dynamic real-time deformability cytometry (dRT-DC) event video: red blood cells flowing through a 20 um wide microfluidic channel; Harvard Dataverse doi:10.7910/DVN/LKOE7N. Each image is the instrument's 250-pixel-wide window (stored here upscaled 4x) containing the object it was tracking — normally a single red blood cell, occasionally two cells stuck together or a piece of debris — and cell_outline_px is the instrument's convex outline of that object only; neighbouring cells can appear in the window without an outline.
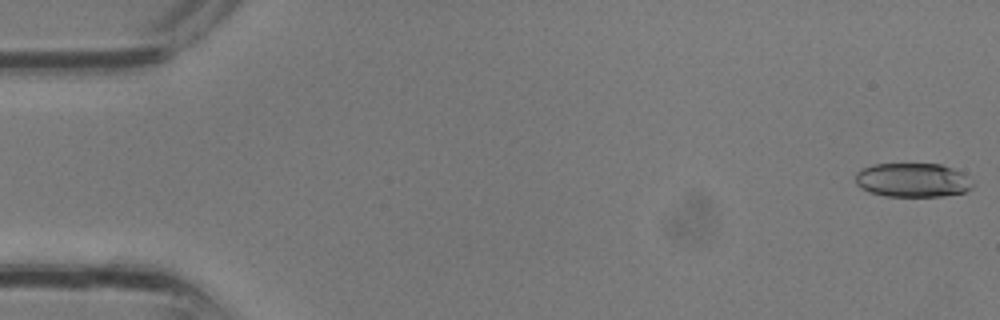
{"species": "common noctule bat (a hibernating species)", "species_latin": "Nyctalus noctula", "temperature_condition": "room temperature", "stored_images_in_passage": 4, "segment_of_instrument_passage": [2, 2], "camera_frame_rate_fps": 3000, "um_per_image_px": 0.085, "animal": {"sex": "male", "body_mass_g": 13.3}, "frame": {"image": 1, "passage_image": 4, "time_ms": 1.0, "image_size_px": [1000, 320], "cell_outline_px": [[972, 188], [964, 192], [944, 196], [884, 196], [868, 192], [860, 188], [856, 184], [856, 172], [872, 164], [940, 164], [952, 168], [960, 172], [972, 184]], "centroid_in_image_um": [77.51, 15.31], "position_along_channel_um": 7.5, "area_um2": 23.12}}